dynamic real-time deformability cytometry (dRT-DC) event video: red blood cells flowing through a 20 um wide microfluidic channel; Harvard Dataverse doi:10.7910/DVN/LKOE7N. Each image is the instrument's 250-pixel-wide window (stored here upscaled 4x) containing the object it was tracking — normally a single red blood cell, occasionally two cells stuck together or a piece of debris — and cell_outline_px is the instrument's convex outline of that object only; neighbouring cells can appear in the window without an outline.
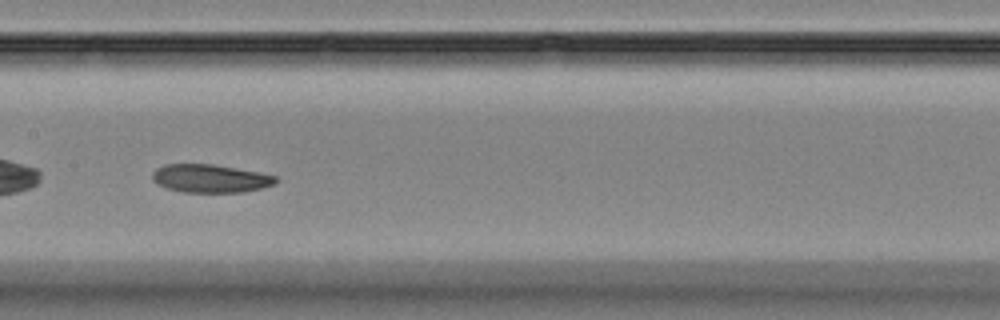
{"species": "Egyptian fruit bat (a non-hibernating species)", "species_latin": "Rousettus aegyptiacus", "temperature_condition": "room temperature", "stored_images_in_passage": 9, "camera_frame_rate_fps": 3000, "um_per_image_px": 0.085, "animal": {"sex": "female"}, "frame": {"image": 1, "passage_image": 7, "time_ms": 7.0, "image_size_px": [1000, 320], "cell_outline_px": [[280, 180], [276, 184], [244, 192], [184, 192], [164, 188], [156, 184], [152, 180], [152, 172], [156, 168], [164, 164], [212, 164], [260, 172], [276, 176]], "centroid_in_image_um": [17.86, 15.17], "position_along_channel_um": 189.5, "area_um2": 20.52}}
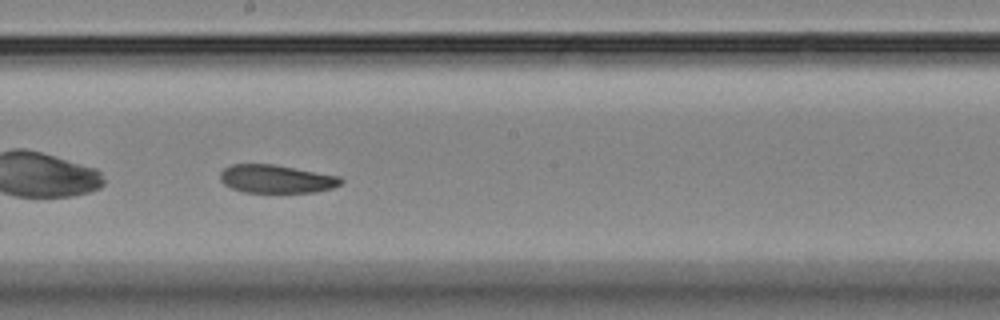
{"frame": {"image": 2, "passage_image": 8, "time_ms": 8.0, "image_size_px": [1000, 320], "cell_outline_px": [[344, 180], [340, 184], [332, 188], [316, 192], [244, 192], [232, 188], [224, 184], [220, 180], [220, 172], [224, 168], [232, 164], [272, 164], [340, 176]], "centroid_in_image_um": [23.48, 15.21], "position_along_channel_um": 224.7, "area_um2": 19.77}}
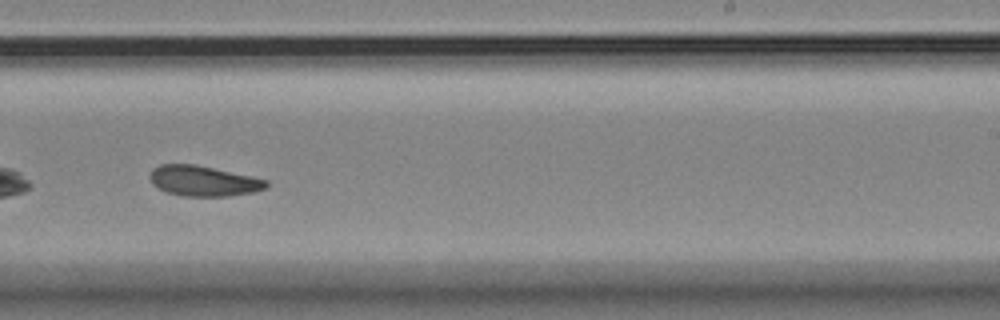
{"frame": {"image": 3, "passage_image": 9, "time_ms": 9.333, "image_size_px": [1000, 320], "cell_outline_px": [[268, 184], [264, 188], [256, 192], [228, 196], [184, 196], [164, 192], [152, 184], [148, 176], [152, 168], [160, 164], [196, 164], [252, 176], [268, 180]], "centroid_in_image_um": [17.26, 15.38], "position_along_channel_um": 271.7, "area_um2": 20.87}}